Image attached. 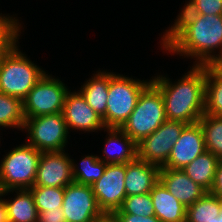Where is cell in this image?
Segmentation results:
<instances>
[{
  "instance_id": "9c48e42d",
  "label": "cell",
  "mask_w": 222,
  "mask_h": 222,
  "mask_svg": "<svg viewBox=\"0 0 222 222\" xmlns=\"http://www.w3.org/2000/svg\"><path fill=\"white\" fill-rule=\"evenodd\" d=\"M187 125L180 121H164L157 130L137 143V158L163 167L173 145Z\"/></svg>"
},
{
  "instance_id": "30bf717a",
  "label": "cell",
  "mask_w": 222,
  "mask_h": 222,
  "mask_svg": "<svg viewBox=\"0 0 222 222\" xmlns=\"http://www.w3.org/2000/svg\"><path fill=\"white\" fill-rule=\"evenodd\" d=\"M61 208L66 222H99L107 217L98 206L91 186L76 182L64 187Z\"/></svg>"
},
{
  "instance_id": "7402d4cb",
  "label": "cell",
  "mask_w": 222,
  "mask_h": 222,
  "mask_svg": "<svg viewBox=\"0 0 222 222\" xmlns=\"http://www.w3.org/2000/svg\"><path fill=\"white\" fill-rule=\"evenodd\" d=\"M205 114L222 117V72L206 65Z\"/></svg>"
},
{
  "instance_id": "4dcf8cb0",
  "label": "cell",
  "mask_w": 222,
  "mask_h": 222,
  "mask_svg": "<svg viewBox=\"0 0 222 222\" xmlns=\"http://www.w3.org/2000/svg\"><path fill=\"white\" fill-rule=\"evenodd\" d=\"M38 222H66V219L62 208L59 207L38 212Z\"/></svg>"
},
{
  "instance_id": "83f0119b",
  "label": "cell",
  "mask_w": 222,
  "mask_h": 222,
  "mask_svg": "<svg viewBox=\"0 0 222 222\" xmlns=\"http://www.w3.org/2000/svg\"><path fill=\"white\" fill-rule=\"evenodd\" d=\"M113 214L155 216L150 193L126 196L120 208Z\"/></svg>"
},
{
  "instance_id": "9a60e30c",
  "label": "cell",
  "mask_w": 222,
  "mask_h": 222,
  "mask_svg": "<svg viewBox=\"0 0 222 222\" xmlns=\"http://www.w3.org/2000/svg\"><path fill=\"white\" fill-rule=\"evenodd\" d=\"M159 181L186 207L208 192L189 178L182 169L160 168Z\"/></svg>"
},
{
  "instance_id": "4fadbf2b",
  "label": "cell",
  "mask_w": 222,
  "mask_h": 222,
  "mask_svg": "<svg viewBox=\"0 0 222 222\" xmlns=\"http://www.w3.org/2000/svg\"><path fill=\"white\" fill-rule=\"evenodd\" d=\"M62 114L68 131L95 132L106 129L103 119L87 104L79 91L69 90L66 93Z\"/></svg>"
},
{
  "instance_id": "4316f807",
  "label": "cell",
  "mask_w": 222,
  "mask_h": 222,
  "mask_svg": "<svg viewBox=\"0 0 222 222\" xmlns=\"http://www.w3.org/2000/svg\"><path fill=\"white\" fill-rule=\"evenodd\" d=\"M29 190L38 212L53 210L63 204L64 187L33 186Z\"/></svg>"
},
{
  "instance_id": "7a4b0ae2",
  "label": "cell",
  "mask_w": 222,
  "mask_h": 222,
  "mask_svg": "<svg viewBox=\"0 0 222 222\" xmlns=\"http://www.w3.org/2000/svg\"><path fill=\"white\" fill-rule=\"evenodd\" d=\"M151 83L161 92L167 120L197 123L205 114L206 65H195L178 81L154 76Z\"/></svg>"
},
{
  "instance_id": "6da1fadb",
  "label": "cell",
  "mask_w": 222,
  "mask_h": 222,
  "mask_svg": "<svg viewBox=\"0 0 222 222\" xmlns=\"http://www.w3.org/2000/svg\"><path fill=\"white\" fill-rule=\"evenodd\" d=\"M174 21L161 39L163 50L191 56L195 65H214L222 58V15L179 14Z\"/></svg>"
},
{
  "instance_id": "d6986e66",
  "label": "cell",
  "mask_w": 222,
  "mask_h": 222,
  "mask_svg": "<svg viewBox=\"0 0 222 222\" xmlns=\"http://www.w3.org/2000/svg\"><path fill=\"white\" fill-rule=\"evenodd\" d=\"M92 75L93 77L87 80L78 91L83 95L87 104L103 119L106 127V108L110 72H101L100 70Z\"/></svg>"
},
{
  "instance_id": "2e32d148",
  "label": "cell",
  "mask_w": 222,
  "mask_h": 222,
  "mask_svg": "<svg viewBox=\"0 0 222 222\" xmlns=\"http://www.w3.org/2000/svg\"><path fill=\"white\" fill-rule=\"evenodd\" d=\"M160 167L139 158L126 163L124 185L127 196L150 193L159 181Z\"/></svg>"
},
{
  "instance_id": "f1b7e54d",
  "label": "cell",
  "mask_w": 222,
  "mask_h": 222,
  "mask_svg": "<svg viewBox=\"0 0 222 222\" xmlns=\"http://www.w3.org/2000/svg\"><path fill=\"white\" fill-rule=\"evenodd\" d=\"M20 28L18 18L0 14V55L19 39Z\"/></svg>"
},
{
  "instance_id": "ac0fdd59",
  "label": "cell",
  "mask_w": 222,
  "mask_h": 222,
  "mask_svg": "<svg viewBox=\"0 0 222 222\" xmlns=\"http://www.w3.org/2000/svg\"><path fill=\"white\" fill-rule=\"evenodd\" d=\"M155 216L161 222H185L186 206L158 181L150 191Z\"/></svg>"
},
{
  "instance_id": "277c9868",
  "label": "cell",
  "mask_w": 222,
  "mask_h": 222,
  "mask_svg": "<svg viewBox=\"0 0 222 222\" xmlns=\"http://www.w3.org/2000/svg\"><path fill=\"white\" fill-rule=\"evenodd\" d=\"M166 120L162 94L150 83L139 95L133 112L121 129L136 143H139Z\"/></svg>"
},
{
  "instance_id": "cb8c5ba5",
  "label": "cell",
  "mask_w": 222,
  "mask_h": 222,
  "mask_svg": "<svg viewBox=\"0 0 222 222\" xmlns=\"http://www.w3.org/2000/svg\"><path fill=\"white\" fill-rule=\"evenodd\" d=\"M24 122L23 101L0 92V127L23 130Z\"/></svg>"
},
{
  "instance_id": "8fae6325",
  "label": "cell",
  "mask_w": 222,
  "mask_h": 222,
  "mask_svg": "<svg viewBox=\"0 0 222 222\" xmlns=\"http://www.w3.org/2000/svg\"><path fill=\"white\" fill-rule=\"evenodd\" d=\"M126 164H107L103 175L91 185L98 206L106 216L116 212L124 201Z\"/></svg>"
},
{
  "instance_id": "52a82bcc",
  "label": "cell",
  "mask_w": 222,
  "mask_h": 222,
  "mask_svg": "<svg viewBox=\"0 0 222 222\" xmlns=\"http://www.w3.org/2000/svg\"><path fill=\"white\" fill-rule=\"evenodd\" d=\"M28 132L27 144L41 152L64 151L69 131L62 113L27 118L23 130Z\"/></svg>"
},
{
  "instance_id": "ffe728a7",
  "label": "cell",
  "mask_w": 222,
  "mask_h": 222,
  "mask_svg": "<svg viewBox=\"0 0 222 222\" xmlns=\"http://www.w3.org/2000/svg\"><path fill=\"white\" fill-rule=\"evenodd\" d=\"M16 192L15 198L3 199L9 222H38V211L34 203L33 194L29 189L1 191L0 196Z\"/></svg>"
},
{
  "instance_id": "3957f363",
  "label": "cell",
  "mask_w": 222,
  "mask_h": 222,
  "mask_svg": "<svg viewBox=\"0 0 222 222\" xmlns=\"http://www.w3.org/2000/svg\"><path fill=\"white\" fill-rule=\"evenodd\" d=\"M17 43L0 55V92L23 101L46 72L19 51Z\"/></svg>"
},
{
  "instance_id": "5bb4252c",
  "label": "cell",
  "mask_w": 222,
  "mask_h": 222,
  "mask_svg": "<svg viewBox=\"0 0 222 222\" xmlns=\"http://www.w3.org/2000/svg\"><path fill=\"white\" fill-rule=\"evenodd\" d=\"M205 151L206 145L200 123L188 124L173 145L166 164L161 168L183 169Z\"/></svg>"
},
{
  "instance_id": "d6a6232c",
  "label": "cell",
  "mask_w": 222,
  "mask_h": 222,
  "mask_svg": "<svg viewBox=\"0 0 222 222\" xmlns=\"http://www.w3.org/2000/svg\"><path fill=\"white\" fill-rule=\"evenodd\" d=\"M210 193L222 199V159L219 160Z\"/></svg>"
},
{
  "instance_id": "484cf974",
  "label": "cell",
  "mask_w": 222,
  "mask_h": 222,
  "mask_svg": "<svg viewBox=\"0 0 222 222\" xmlns=\"http://www.w3.org/2000/svg\"><path fill=\"white\" fill-rule=\"evenodd\" d=\"M198 122L203 131L206 150L222 159V117L204 114Z\"/></svg>"
},
{
  "instance_id": "e0dca14e",
  "label": "cell",
  "mask_w": 222,
  "mask_h": 222,
  "mask_svg": "<svg viewBox=\"0 0 222 222\" xmlns=\"http://www.w3.org/2000/svg\"><path fill=\"white\" fill-rule=\"evenodd\" d=\"M104 131H106L109 136L106 139V145L103 149V158L98 156L101 161L106 164H126L137 158V143L121 128H106ZM115 144H119V148ZM112 145H115L118 149H113Z\"/></svg>"
},
{
  "instance_id": "d4e9b609",
  "label": "cell",
  "mask_w": 222,
  "mask_h": 222,
  "mask_svg": "<svg viewBox=\"0 0 222 222\" xmlns=\"http://www.w3.org/2000/svg\"><path fill=\"white\" fill-rule=\"evenodd\" d=\"M80 163L79 168L72 159V173L74 182L90 186L99 180L107 165L96 155L85 156Z\"/></svg>"
},
{
  "instance_id": "7c38bea8",
  "label": "cell",
  "mask_w": 222,
  "mask_h": 222,
  "mask_svg": "<svg viewBox=\"0 0 222 222\" xmlns=\"http://www.w3.org/2000/svg\"><path fill=\"white\" fill-rule=\"evenodd\" d=\"M72 182V159L65 150L41 153L33 186L65 187Z\"/></svg>"
},
{
  "instance_id": "ba28073f",
  "label": "cell",
  "mask_w": 222,
  "mask_h": 222,
  "mask_svg": "<svg viewBox=\"0 0 222 222\" xmlns=\"http://www.w3.org/2000/svg\"><path fill=\"white\" fill-rule=\"evenodd\" d=\"M61 80L45 74L23 100L25 119L62 113L65 95L69 91Z\"/></svg>"
},
{
  "instance_id": "d590c367",
  "label": "cell",
  "mask_w": 222,
  "mask_h": 222,
  "mask_svg": "<svg viewBox=\"0 0 222 222\" xmlns=\"http://www.w3.org/2000/svg\"><path fill=\"white\" fill-rule=\"evenodd\" d=\"M211 222H222V209H221L219 217H215L214 220H212Z\"/></svg>"
},
{
  "instance_id": "1f68e13d",
  "label": "cell",
  "mask_w": 222,
  "mask_h": 222,
  "mask_svg": "<svg viewBox=\"0 0 222 222\" xmlns=\"http://www.w3.org/2000/svg\"><path fill=\"white\" fill-rule=\"evenodd\" d=\"M115 222H161L156 216H142L131 214H112L110 216Z\"/></svg>"
},
{
  "instance_id": "836d02e7",
  "label": "cell",
  "mask_w": 222,
  "mask_h": 222,
  "mask_svg": "<svg viewBox=\"0 0 222 222\" xmlns=\"http://www.w3.org/2000/svg\"><path fill=\"white\" fill-rule=\"evenodd\" d=\"M0 222H9L7 207L1 196H0Z\"/></svg>"
},
{
  "instance_id": "e575fe53",
  "label": "cell",
  "mask_w": 222,
  "mask_h": 222,
  "mask_svg": "<svg viewBox=\"0 0 222 222\" xmlns=\"http://www.w3.org/2000/svg\"><path fill=\"white\" fill-rule=\"evenodd\" d=\"M222 72V58L214 64Z\"/></svg>"
},
{
  "instance_id": "603a6c76",
  "label": "cell",
  "mask_w": 222,
  "mask_h": 222,
  "mask_svg": "<svg viewBox=\"0 0 222 222\" xmlns=\"http://www.w3.org/2000/svg\"><path fill=\"white\" fill-rule=\"evenodd\" d=\"M222 209V199L207 192L194 204L186 207L185 222H211L219 217Z\"/></svg>"
},
{
  "instance_id": "5b68a950",
  "label": "cell",
  "mask_w": 222,
  "mask_h": 222,
  "mask_svg": "<svg viewBox=\"0 0 222 222\" xmlns=\"http://www.w3.org/2000/svg\"><path fill=\"white\" fill-rule=\"evenodd\" d=\"M41 153L26 142L9 151L0 163V192L33 187Z\"/></svg>"
},
{
  "instance_id": "f546056e",
  "label": "cell",
  "mask_w": 222,
  "mask_h": 222,
  "mask_svg": "<svg viewBox=\"0 0 222 222\" xmlns=\"http://www.w3.org/2000/svg\"><path fill=\"white\" fill-rule=\"evenodd\" d=\"M180 14L222 15V0H189Z\"/></svg>"
},
{
  "instance_id": "44dd1931",
  "label": "cell",
  "mask_w": 222,
  "mask_h": 222,
  "mask_svg": "<svg viewBox=\"0 0 222 222\" xmlns=\"http://www.w3.org/2000/svg\"><path fill=\"white\" fill-rule=\"evenodd\" d=\"M219 160L213 153L206 150L182 170L195 183L210 192Z\"/></svg>"
},
{
  "instance_id": "8d00e7d4",
  "label": "cell",
  "mask_w": 222,
  "mask_h": 222,
  "mask_svg": "<svg viewBox=\"0 0 222 222\" xmlns=\"http://www.w3.org/2000/svg\"><path fill=\"white\" fill-rule=\"evenodd\" d=\"M99 222H115V221L110 216H107L105 219H103Z\"/></svg>"
},
{
  "instance_id": "8992f818",
  "label": "cell",
  "mask_w": 222,
  "mask_h": 222,
  "mask_svg": "<svg viewBox=\"0 0 222 222\" xmlns=\"http://www.w3.org/2000/svg\"><path fill=\"white\" fill-rule=\"evenodd\" d=\"M110 72L106 108V128H121L133 112L138 97L151 83Z\"/></svg>"
}]
</instances>
